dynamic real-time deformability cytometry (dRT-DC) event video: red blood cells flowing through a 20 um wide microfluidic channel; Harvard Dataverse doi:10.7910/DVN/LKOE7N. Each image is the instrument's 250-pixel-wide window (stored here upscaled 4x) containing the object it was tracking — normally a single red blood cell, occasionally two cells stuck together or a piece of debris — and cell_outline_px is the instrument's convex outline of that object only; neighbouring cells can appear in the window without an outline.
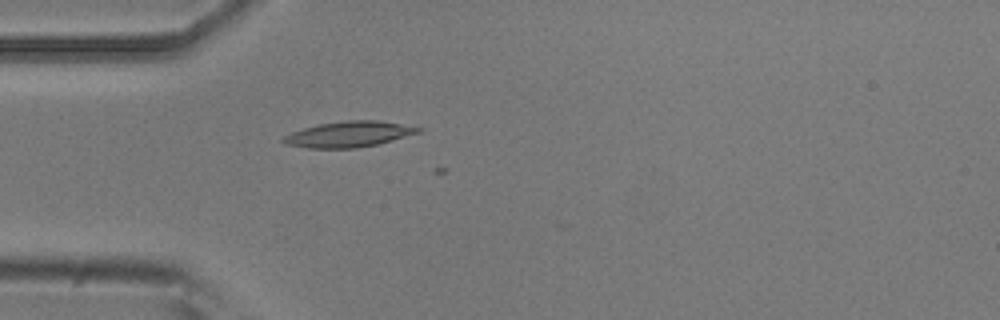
{"species": "common noctule bat (a hibernating species)", "species_latin": "Nyctalus noctula", "temperature_condition": "room temperature", "stored_images_in_passage": 2, "camera_frame_rate_fps": 3000, "um_per_image_px": 0.085, "animal": {"sex": "male", "body_mass_g": 20.5, "forearm_length_mm": 52.5}, "frame": {"image": 1, "passage_image": 1, "time_ms": 0.0, "image_size_px": [1000, 320], "cell_outline_px": [[424, 132], [376, 144], [356, 148], [308, 148], [288, 144], [280, 140], [284, 136], [292, 132], [304, 128], [320, 124], [344, 120], [376, 120], [424, 128]], "centroid_in_image_um": [29.69, 11.4], "position_along_channel_um": 55.3, "area_um2": 20.11}}